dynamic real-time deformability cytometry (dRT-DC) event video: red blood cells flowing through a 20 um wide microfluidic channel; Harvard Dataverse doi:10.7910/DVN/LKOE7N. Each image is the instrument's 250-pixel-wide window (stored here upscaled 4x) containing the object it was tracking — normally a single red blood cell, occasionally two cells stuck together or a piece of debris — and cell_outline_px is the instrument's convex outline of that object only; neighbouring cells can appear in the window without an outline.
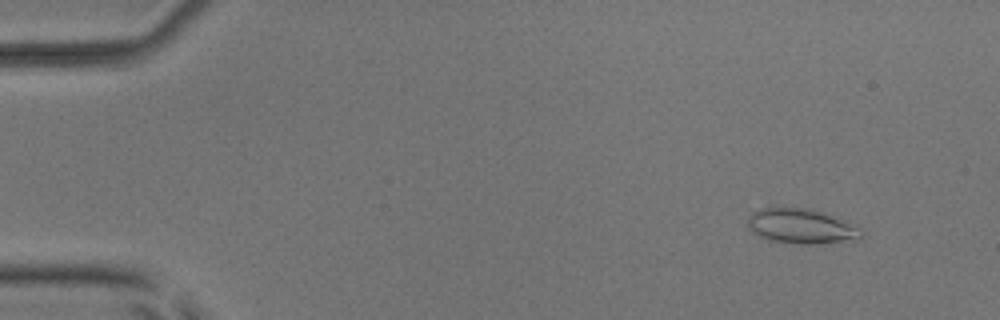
{"species": "common noctule bat (a hibernating species)", "species_latin": "Nyctalus noctula", "temperature_condition": "room temperature", "stored_images_in_passage": 52, "camera_frame_rate_fps": 3000, "um_per_image_px": 0.085, "animal": {"sex": "male", "body_mass_g": 17.9, "forearm_length_mm": 54.2}, "frame": {"image": 1, "passage_image": 5, "time_ms": 1.333, "image_size_px": [1000, 320], "cell_outline_px": [[864, 232], [856, 240], [812, 244], [800, 244], [772, 240], [760, 236], [748, 224], [748, 216], [752, 212], [760, 208], [780, 204], [812, 208], [824, 212], [860, 228]], "centroid_in_image_um": [68.09, 19.17], "position_along_channel_um": 16.9, "area_um2": 23.47}}
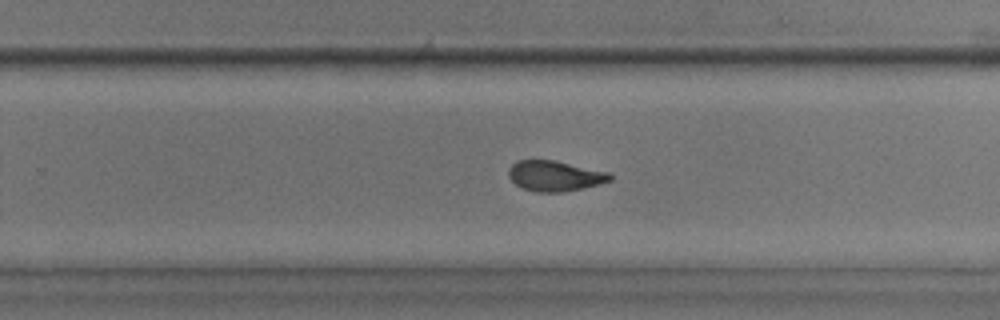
{"frame": {"image": 2, "passage_image": 34, "time_ms": 11.0, "image_size_px": [1000, 320], "cell_outline_px": [[612, 180], [600, 184], [560, 192], [536, 192], [520, 188], [508, 176], [508, 168], [516, 160], [552, 160], [608, 172], [612, 176]], "centroid_in_image_um": [47.11, 14.95], "position_along_channel_um": 282.7, "area_um2": 17.86}}
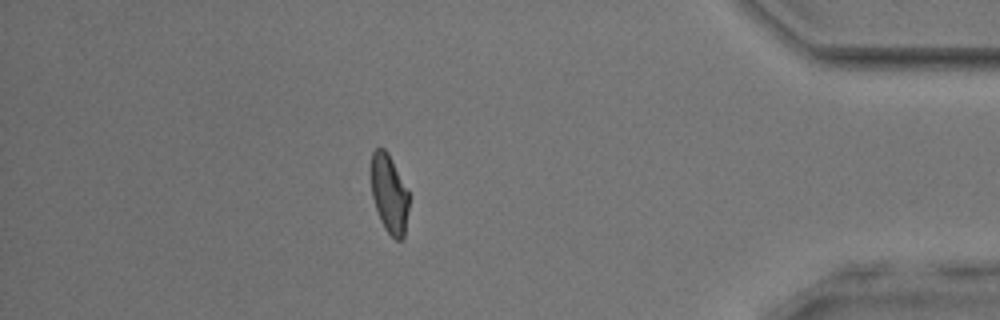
{"frame": {"image": 3, "passage_image": 46, "time_ms": 15.0, "image_size_px": [1000, 320], "cell_outline_px": [[408, 208], [404, 236], [400, 240], [396, 240], [384, 228], [380, 220], [372, 196], [368, 168], [372, 152], [376, 148], [384, 148], [388, 152], [408, 192]], "centroid_in_image_um": [33.02, 16.42], "position_along_channel_um": 402.2, "area_um2": 17.57}, "authors_computed_cell_mechanics": {"area_um2": 18.8139, "velocity_mm_per_s": 3.944, "shape_relaxation_time_tau1_ms": 3.6731, "shape_relaxation_time_tau2_ms": 1.6446, "deformation_change_tau1": 0.152, "deformation_change_tau2": 0.0893}}